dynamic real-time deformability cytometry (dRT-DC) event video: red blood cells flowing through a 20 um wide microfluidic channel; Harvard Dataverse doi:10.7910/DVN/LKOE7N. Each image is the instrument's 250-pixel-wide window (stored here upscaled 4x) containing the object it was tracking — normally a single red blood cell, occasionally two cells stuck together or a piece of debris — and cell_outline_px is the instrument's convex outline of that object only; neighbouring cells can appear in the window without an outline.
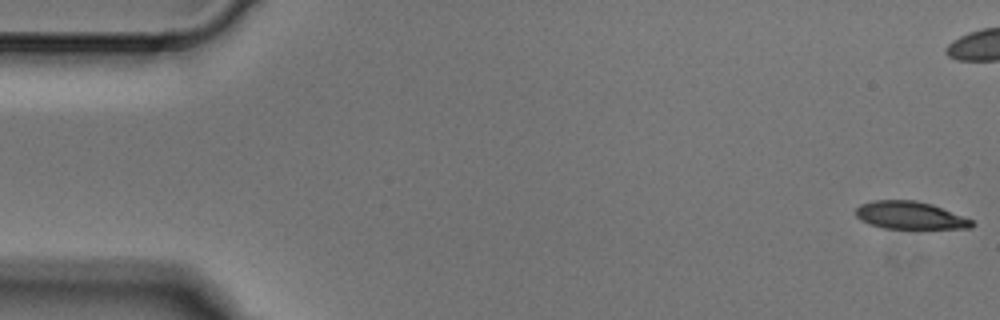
{"species": "Egyptian fruit bat (a non-hibernating species)", "species_latin": "Rousettus aegyptiacus", "temperature_condition": "cold", "stored_images_in_passage": 5, "camera_frame_rate_fps": 3000, "um_per_image_px": 0.085, "animal": {"sex": "male"}, "frame": {"image": 1, "passage_image": 1, "time_ms": 0.0, "image_size_px": [1000, 320], "cell_outline_px": [[976, 224], [972, 228], [884, 228], [868, 224], [860, 220], [856, 216], [856, 208], [860, 204], [872, 200], [916, 200], [932, 204], [972, 220]], "centroid_in_image_um": [77.32, 18.3], "position_along_channel_um": 7.7, "area_um2": 18.67}}
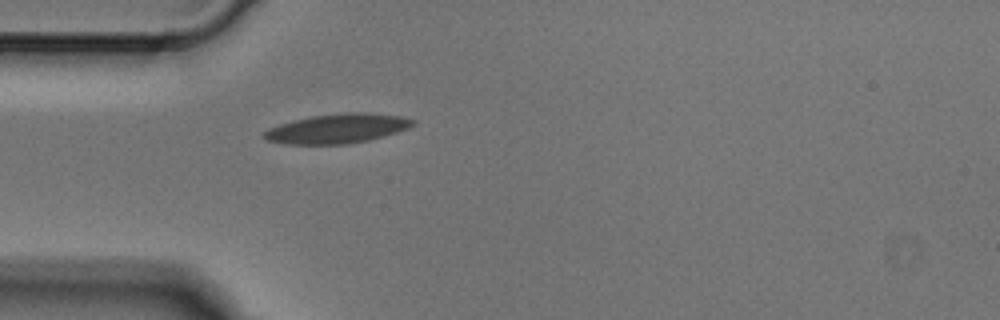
{"frame": {"image": 2, "passage_image": 5, "time_ms": 1.333, "image_size_px": [1000, 320], "cell_outline_px": [[416, 124], [408, 128], [396, 132], [368, 140], [348, 144], [288, 144], [268, 140], [260, 136], [268, 128], [280, 124], [312, 116], [344, 112], [368, 112], [400, 116], [416, 120]], "centroid_in_image_um": [28.69, 10.92], "position_along_channel_um": 56.3, "area_um2": 25.43}}